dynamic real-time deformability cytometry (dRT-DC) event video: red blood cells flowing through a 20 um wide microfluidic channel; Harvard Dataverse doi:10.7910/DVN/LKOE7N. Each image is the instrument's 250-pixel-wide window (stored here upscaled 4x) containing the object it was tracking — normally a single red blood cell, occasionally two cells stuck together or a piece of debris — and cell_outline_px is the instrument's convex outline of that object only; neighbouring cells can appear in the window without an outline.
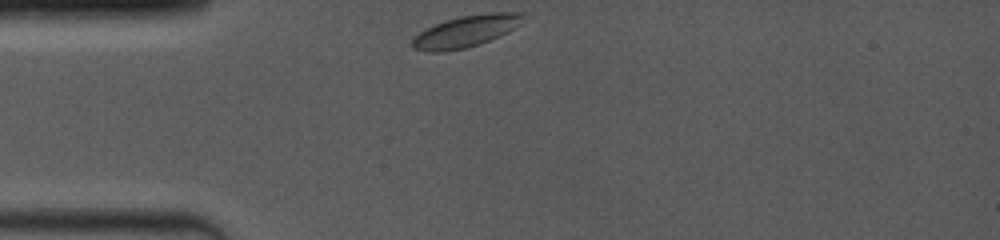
{"species": "common noctule bat (a hibernating species)", "species_latin": "Nyctalus noctula", "temperature_condition": "room temperature", "stored_images_in_passage": 29, "camera_frame_rate_fps": 4000, "um_per_image_px": 0.085, "animal": {"sex": "female", "body_mass_g": 19.0, "forearm_length_mm": 53.3}, "frame": {"image": 1, "passage_image": 1, "time_ms": 0.0, "image_size_px": [1000, 240], "cell_outline_px": [[528, 12], [520, 24], [508, 32], [500, 36], [480, 44], [464, 48], [444, 52], [428, 52], [412, 48], [412, 40], [420, 32], [436, 24], [460, 16], [492, 12]], "centroid_in_image_um": [39.66, 2.66], "position_along_channel_um": 45.3, "area_um2": 20.4}}
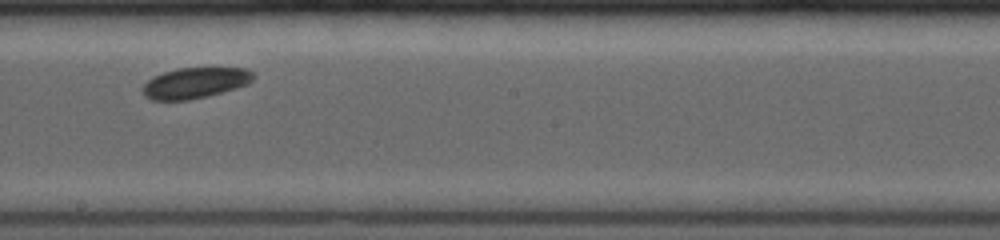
{"frame": {"image": 2, "passage_image": 13, "time_ms": 5.25, "image_size_px": [1000, 240], "cell_outline_px": [[252, 80], [248, 84], [220, 92], [188, 100], [152, 100], [144, 96], [140, 88], [152, 76], [176, 68], [248, 68], [252, 72]], "centroid_in_image_um": [16.51, 7.04], "position_along_channel_um": 231.7, "area_um2": 19.71}}
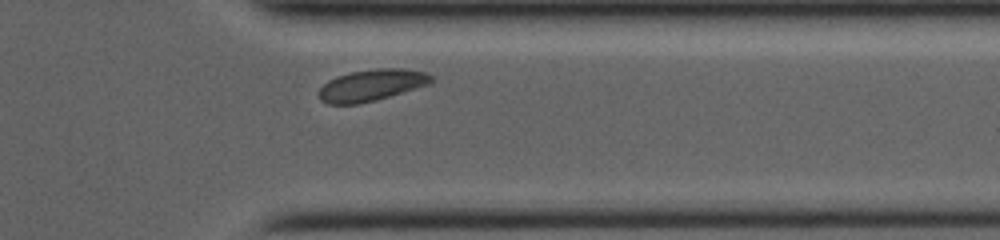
{"frame": {"image": 3, "passage_image": 25, "time_ms": 9.0, "image_size_px": [1000, 240], "cell_outline_px": [[432, 84], [376, 100], [356, 104], [328, 104], [320, 100], [316, 92], [328, 80], [336, 76], [352, 72], [376, 68], [404, 68], [428, 72], [432, 76]], "centroid_in_image_um": [31.59, 7.24], "position_along_channel_um": 379.8, "area_um2": 20.98}}